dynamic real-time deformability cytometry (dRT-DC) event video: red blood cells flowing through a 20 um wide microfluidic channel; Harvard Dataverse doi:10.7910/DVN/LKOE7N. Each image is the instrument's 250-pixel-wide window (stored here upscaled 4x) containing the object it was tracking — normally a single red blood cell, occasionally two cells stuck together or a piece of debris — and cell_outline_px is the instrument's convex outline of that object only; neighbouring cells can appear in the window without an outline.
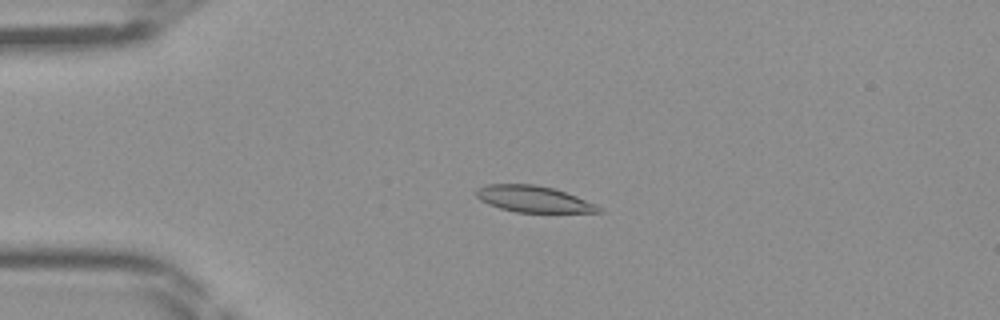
{"species": "Egyptian fruit bat (a non-hibernating species)", "species_latin": "Rousettus aegyptiacus", "temperature_condition": "room temperature", "stored_images_in_passage": 45, "camera_frame_rate_fps": 3000, "um_per_image_px": 0.085, "frame": {"image": 1, "passage_image": 10, "time_ms": 3.0, "image_size_px": [1000, 320], "cell_outline_px": [[604, 212], [516, 212], [500, 208], [488, 204], [480, 200], [476, 196], [476, 188], [488, 184], [536, 184], [552, 188], [576, 196], [596, 204], [604, 208]], "centroid_in_image_um": [45.35, 16.92], "position_along_channel_um": 39.7, "area_um2": 18.79}}
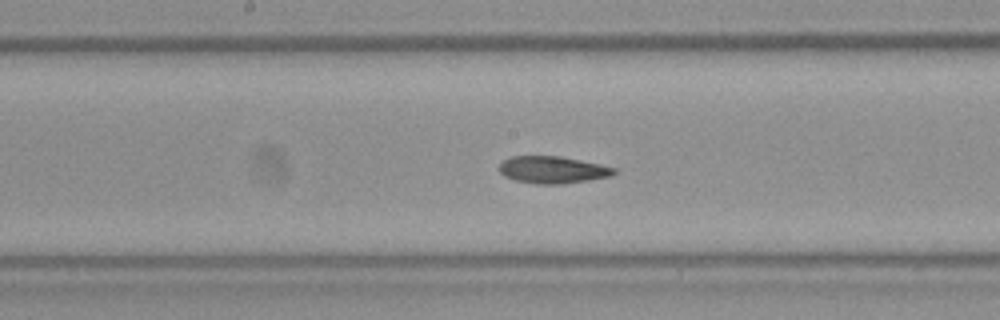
{"frame": {"image": 2, "passage_image": 23, "time_ms": 7.333, "image_size_px": [1000, 320], "cell_outline_px": [[616, 172], [612, 176], [588, 180], [560, 184], [536, 184], [516, 180], [504, 176], [500, 172], [500, 164], [504, 160], [512, 156], [560, 156], [600, 164], [616, 168]], "centroid_in_image_um": [46.99, 14.43], "position_along_channel_um": 201.2, "area_um2": 18.03}}
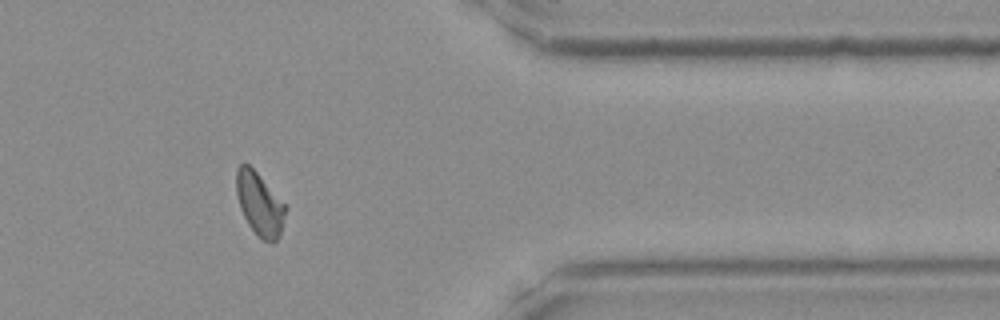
{"frame": {"image": 3, "passage_image": 37, "time_ms": 12.0, "image_size_px": [1000, 320], "cell_outline_px": [[288, 208], [280, 236], [272, 244], [260, 240], [256, 236], [248, 224], [240, 208], [236, 192], [236, 168], [240, 164], [248, 164], [256, 172]], "centroid_in_image_um": [22.07, 17.4], "position_along_channel_um": 389.3, "area_um2": 18.21}}